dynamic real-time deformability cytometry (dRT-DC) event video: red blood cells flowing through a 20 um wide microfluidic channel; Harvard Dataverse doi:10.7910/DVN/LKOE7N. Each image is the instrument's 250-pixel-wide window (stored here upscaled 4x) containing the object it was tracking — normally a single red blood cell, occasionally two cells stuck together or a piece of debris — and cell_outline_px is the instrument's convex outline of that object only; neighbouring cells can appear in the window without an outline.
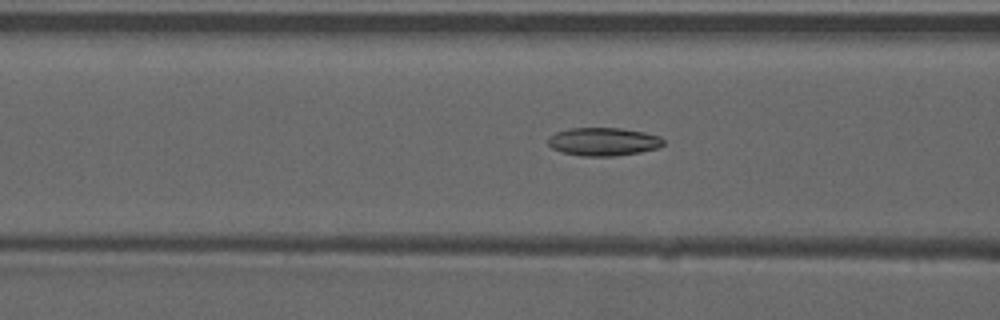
{"species": "common noctule bat (a hibernating species)", "species_latin": "Nyctalus noctula", "temperature_condition": "warm", "stored_images_in_passage": 38, "camera_frame_rate_fps": 3000, "um_per_image_px": 0.085, "animal": {"sex": "male", "forearm_length_mm": 52.5}, "frame": {"image": 1, "passage_image": 7, "time_ms": 2.0, "image_size_px": [1000, 320], "cell_outline_px": [[664, 144], [660, 148], [640, 152], [612, 156], [584, 156], [564, 152], [552, 148], [548, 144], [548, 136], [556, 132], [568, 128], [620, 128], [644, 132], [660, 136], [664, 140]], "centroid_in_image_um": [51.3, 12.03], "position_along_channel_um": 115.3, "area_um2": 18.96}}
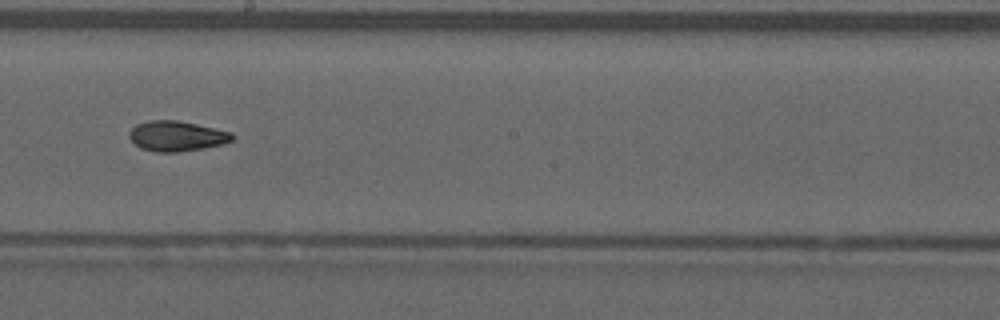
{"frame": {"image": 2, "passage_image": 16, "time_ms": 5.0, "image_size_px": [1000, 320], "cell_outline_px": [[236, 136], [232, 140], [224, 144], [204, 148], [176, 152], [156, 152], [140, 148], [128, 136], [128, 132], [136, 124], [148, 120], [176, 120], [196, 124], [232, 132]], "centroid_in_image_um": [15.02, 11.56], "position_along_channel_um": 233.2, "area_um2": 18.21}}
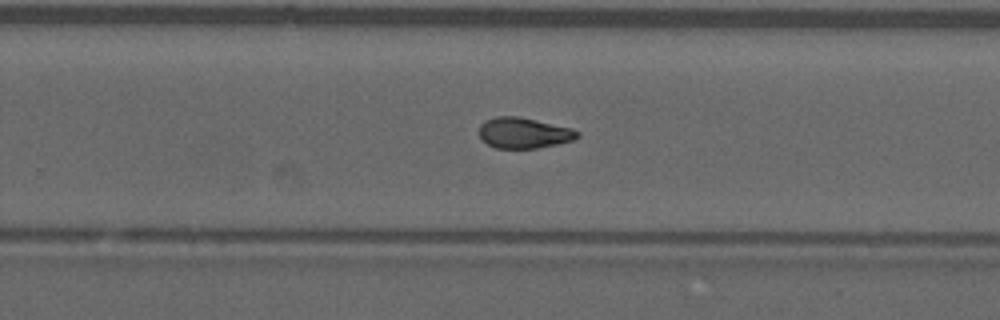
{"frame": {"image": 3, "passage_image": 20, "time_ms": 6.333, "image_size_px": [1000, 320], "cell_outline_px": [[580, 136], [572, 140], [556, 144], [536, 148], [496, 148], [488, 144], [480, 136], [480, 124], [484, 120], [496, 116], [516, 116], [536, 120], [572, 128], [580, 132]], "centroid_in_image_um": [44.52, 11.29], "position_along_channel_um": 285.3, "area_um2": 17.46}, "authors_computed_cell_mechanics": {"area_um2": 17.8602, "velocity_mm_per_s": 3.9352, "shape_relaxation_time_tau1_ms": null, "shape_relaxation_time_tau2_ms": 2.7463, "deformation_change_tau1": null, "deformation_change_tau2": 0.0818}}